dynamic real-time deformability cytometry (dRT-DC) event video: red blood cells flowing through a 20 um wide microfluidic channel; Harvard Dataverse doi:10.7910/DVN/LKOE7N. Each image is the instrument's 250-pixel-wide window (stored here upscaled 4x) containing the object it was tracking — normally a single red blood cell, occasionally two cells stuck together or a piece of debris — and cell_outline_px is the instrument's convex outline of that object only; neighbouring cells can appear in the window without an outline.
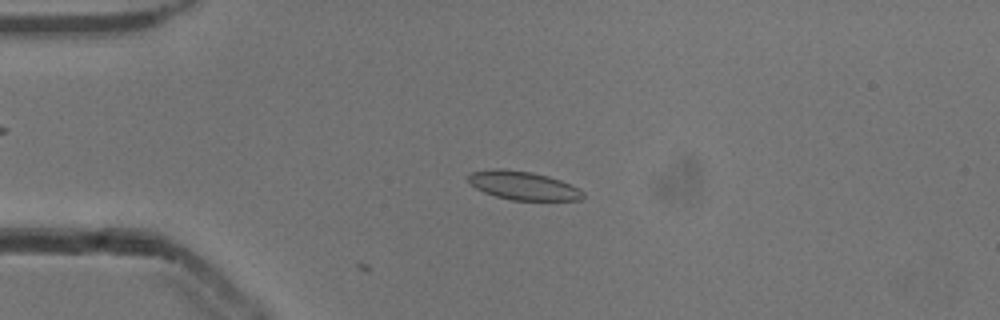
{"species": "common noctule bat (a hibernating species)", "species_latin": "Nyctalus noctula", "temperature_condition": "cold", "stored_images_in_passage": 4, "camera_frame_rate_fps": 3000, "um_per_image_px": 0.085, "animal": {"sex": "male", "body_mass_g": 13.3}, "frame": {"image": 1, "passage_image": 3, "time_ms": 0.667, "image_size_px": [1000, 320], "cell_outline_px": [[584, 196], [580, 200], [512, 200], [496, 196], [484, 192], [476, 188], [468, 180], [468, 176], [472, 172], [492, 168], [504, 168], [532, 172], [548, 176], [560, 180], [580, 188], [584, 192]], "centroid_in_image_um": [44.48, 15.76], "position_along_channel_um": 40.5, "area_um2": 19.13}}